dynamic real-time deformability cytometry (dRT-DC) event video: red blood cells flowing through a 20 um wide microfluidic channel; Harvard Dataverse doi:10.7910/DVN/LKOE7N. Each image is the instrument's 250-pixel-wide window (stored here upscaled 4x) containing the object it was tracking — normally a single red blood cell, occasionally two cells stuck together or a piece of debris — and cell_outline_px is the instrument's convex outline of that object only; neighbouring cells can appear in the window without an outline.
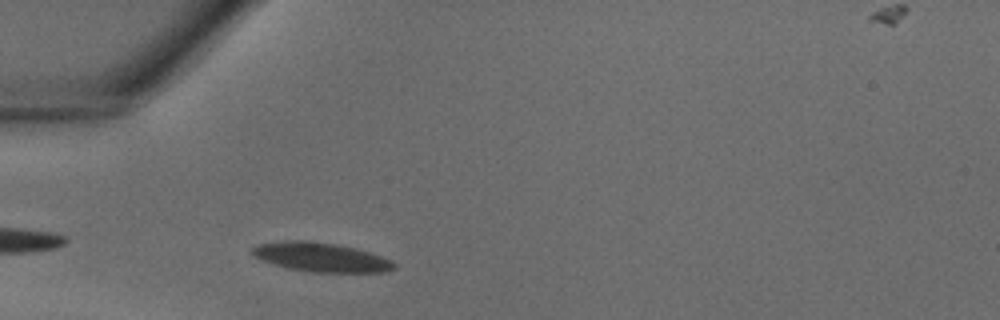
{"species": "common noctule bat (a hibernating species)", "species_latin": "Nyctalus noctula", "temperature_condition": "warm", "stored_images_in_passage": 28, "camera_frame_rate_fps": 3000, "um_per_image_px": 0.085, "animal": {"sex": "male", "body_mass_g": 18.8}, "frame": {"image": 1, "passage_image": 2, "time_ms": 0.333, "image_size_px": [1000, 320], "cell_outline_px": [[396, 268], [388, 272], [312, 272], [288, 268], [272, 264], [252, 256], [252, 248], [260, 244], [284, 240], [308, 240], [336, 244], [356, 248], [392, 260], [396, 264]], "centroid_in_image_um": [27.29, 21.86], "position_along_channel_um": 57.7, "area_um2": 24.16}}
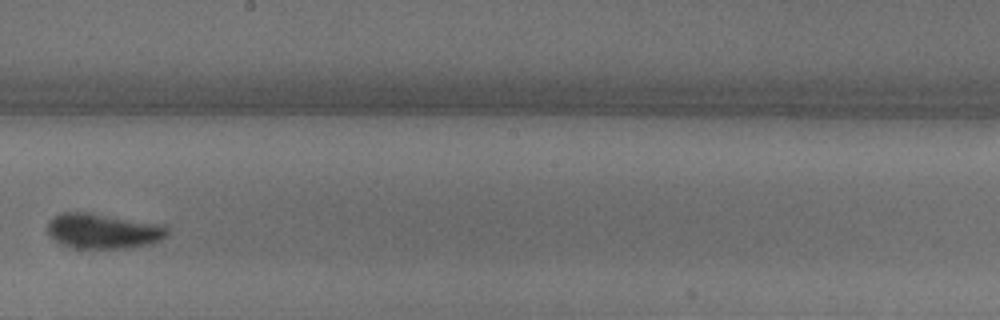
{"frame": {"image": 2, "passage_image": 13, "time_ms": 4.0, "image_size_px": [1000, 320], "cell_outline_px": [[168, 236], [152, 244], [128, 248], [72, 248], [60, 244], [48, 236], [48, 224], [56, 216], [64, 212], [88, 212], [164, 224], [168, 228]], "centroid_in_image_um": [8.81, 19.65], "position_along_channel_um": 239.4, "area_um2": 24.8}}
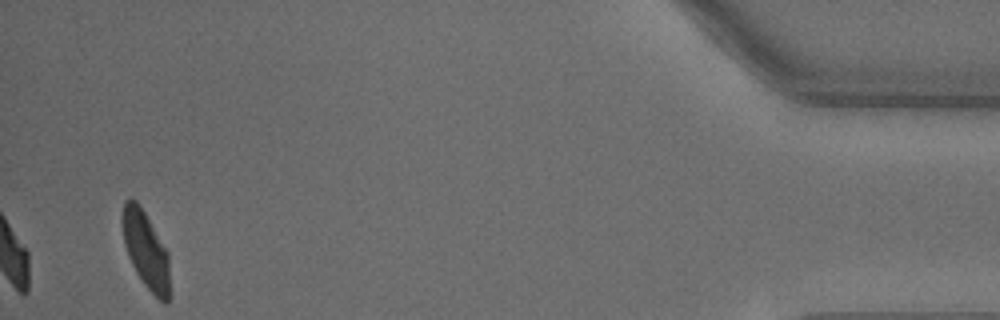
{"frame": {"image": 3, "passage_image": 28, "time_ms": 9.0, "image_size_px": [1000, 320], "cell_outline_px": [[172, 296], [168, 304], [164, 304], [144, 284], [136, 272], [128, 256], [124, 244], [120, 224], [120, 216], [124, 200], [136, 200], [144, 212], [168, 252]], "centroid_in_image_um": [12.41, 21.3], "position_along_channel_um": 422.8, "area_um2": 21.85}}